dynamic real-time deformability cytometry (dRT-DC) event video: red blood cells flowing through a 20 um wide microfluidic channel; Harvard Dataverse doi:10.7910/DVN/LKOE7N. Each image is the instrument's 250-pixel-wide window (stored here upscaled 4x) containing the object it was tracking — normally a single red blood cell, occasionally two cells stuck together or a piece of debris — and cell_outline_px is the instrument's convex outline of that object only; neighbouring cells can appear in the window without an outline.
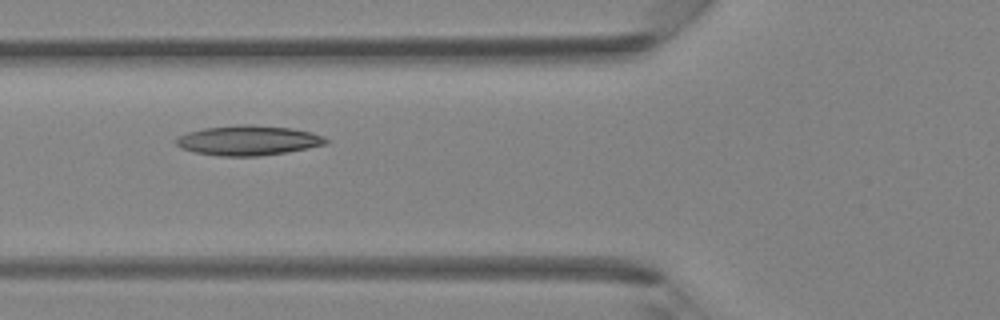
{"species": "Egyptian fruit bat (a non-hibernating species)", "species_latin": "Rousettus aegyptiacus", "temperature_condition": "room temperature", "stored_images_in_passage": 5, "camera_frame_rate_fps": 3000, "um_per_image_px": 0.085, "animal": {"sex": "female"}, "frame": {"image": 1, "passage_image": 5, "time_ms": 5.333, "image_size_px": [1000, 320], "cell_outline_px": [[328, 140], [324, 144], [308, 148], [260, 156], [220, 156], [196, 152], [180, 148], [176, 144], [176, 136], [188, 132], [204, 128], [240, 124], [252, 124], [292, 128], [312, 132], [324, 136]], "centroid_in_image_um": [21.08, 11.92], "position_along_channel_um": 104.7, "area_um2": 26.07}}